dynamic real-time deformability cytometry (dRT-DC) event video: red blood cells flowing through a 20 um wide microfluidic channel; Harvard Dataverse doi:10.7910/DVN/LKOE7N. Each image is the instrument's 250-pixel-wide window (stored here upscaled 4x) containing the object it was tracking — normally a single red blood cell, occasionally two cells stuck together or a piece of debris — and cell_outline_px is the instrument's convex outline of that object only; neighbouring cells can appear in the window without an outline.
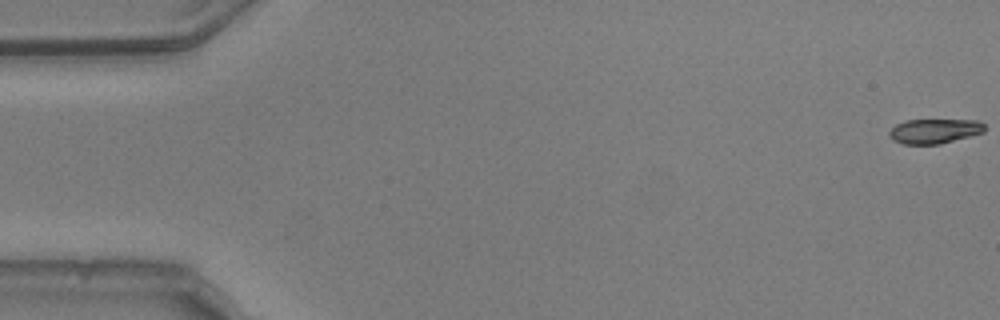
{"species": "common noctule bat (a hibernating species)", "species_latin": "Nyctalus noctula", "temperature_condition": "warm", "stored_images_in_passage": 18, "camera_frame_rate_fps": 3000, "um_per_image_px": 0.085, "animal": {"sex": "male", "body_mass_g": 20.5, "forearm_length_mm": 52.5}, "frame": {"image": 1, "passage_image": 1, "time_ms": 0.0, "image_size_px": [1000, 320], "cell_outline_px": [[984, 132], [940, 144], [904, 144], [892, 140], [888, 136], [888, 132], [896, 124], [904, 120], [980, 120], [984, 124]], "centroid_in_image_um": [79.4, 11.14], "position_along_channel_um": 5.6, "area_um2": 13.76}}
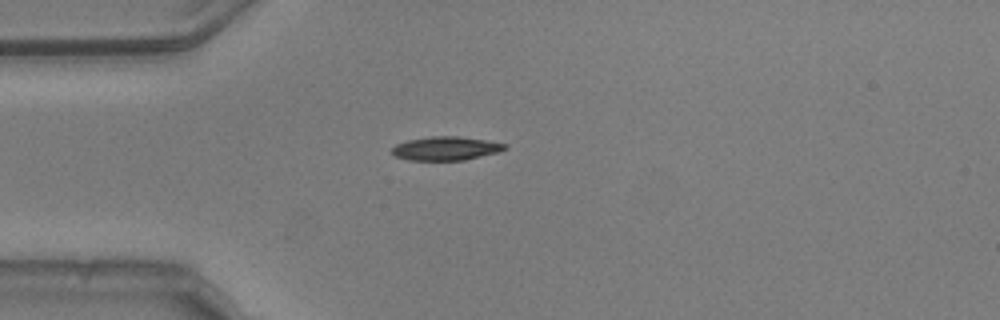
{"frame": {"image": 2, "passage_image": 15, "time_ms": 4.667, "image_size_px": [1000, 320], "cell_outline_px": [[508, 148], [500, 152], [464, 160], [408, 160], [396, 156], [392, 152], [392, 148], [396, 144], [408, 140], [432, 136], [456, 136], [484, 140], [508, 144]], "centroid_in_image_um": [37.93, 12.62], "position_along_channel_um": 47.1, "area_um2": 15.55}}